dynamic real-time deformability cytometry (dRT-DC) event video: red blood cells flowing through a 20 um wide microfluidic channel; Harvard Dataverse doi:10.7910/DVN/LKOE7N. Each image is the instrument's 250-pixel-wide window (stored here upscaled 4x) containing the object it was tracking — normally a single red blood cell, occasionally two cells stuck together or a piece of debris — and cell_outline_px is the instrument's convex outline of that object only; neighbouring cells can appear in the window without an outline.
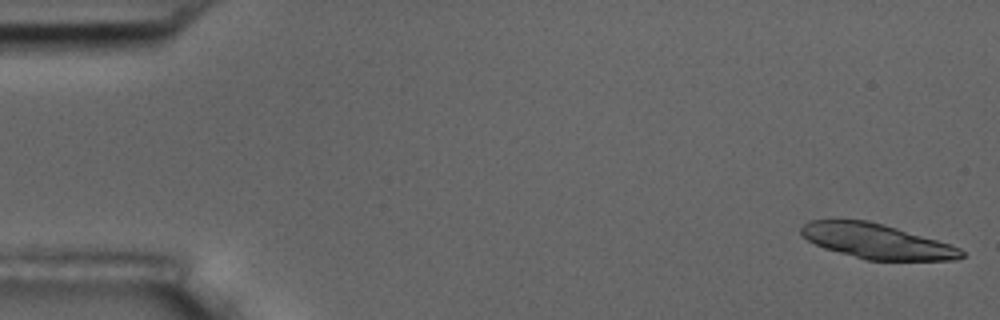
{"species": "common noctule bat (a hibernating species)", "species_latin": "Nyctalus noctula", "temperature_condition": "room temperature", "stored_images_in_passage": 5, "camera_frame_rate_fps": 3000, "um_per_image_px": 0.085, "animal": {"sex": "male", "body_mass_g": 17.5, "forearm_length_mm": 52.3}, "frame": {"image": 1, "passage_image": 1, "time_ms": 0.0, "image_size_px": [1000, 320], "cell_outline_px": [[964, 256], [956, 260], [864, 260], [824, 248], [808, 240], [800, 232], [800, 228], [808, 220], [868, 220], [884, 224], [936, 240], [960, 248], [964, 252]], "centroid_in_image_um": [74.5, 20.51], "position_along_channel_um": 10.5, "area_um2": 32.31}}